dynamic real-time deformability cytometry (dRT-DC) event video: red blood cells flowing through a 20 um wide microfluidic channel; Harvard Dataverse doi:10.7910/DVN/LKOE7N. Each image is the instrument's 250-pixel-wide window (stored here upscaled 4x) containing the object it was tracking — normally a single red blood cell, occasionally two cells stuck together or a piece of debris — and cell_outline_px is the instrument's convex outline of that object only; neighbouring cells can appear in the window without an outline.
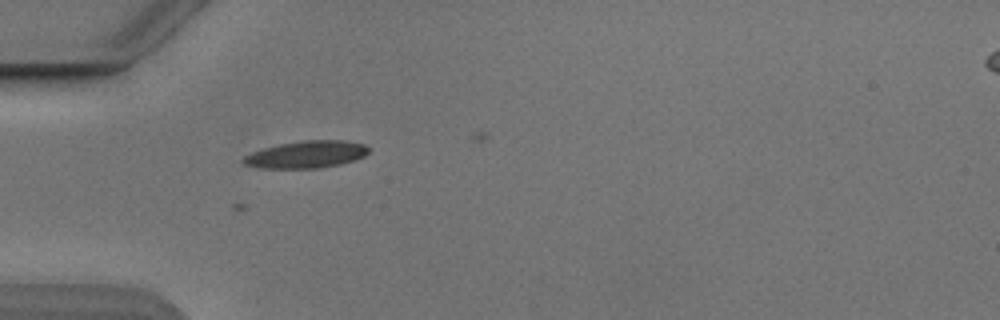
{"species": "Egyptian fruit bat (a non-hibernating species)", "species_latin": "Rousettus aegyptiacus", "temperature_condition": "cold", "stored_images_in_passage": 13, "camera_frame_rate_fps": 3000, "um_per_image_px": 0.085, "animal": {"sex": "male"}, "frame": {"image": 1, "passage_image": 6, "time_ms": 1.667, "image_size_px": [1000, 320], "cell_outline_px": [[368, 152], [364, 156], [356, 160], [340, 164], [320, 168], [260, 168], [244, 164], [240, 160], [244, 156], [252, 152], [264, 148], [280, 144], [304, 140], [344, 140], [364, 144], [368, 148]], "centroid_in_image_um": [26.04, 13.13], "position_along_channel_um": 59.0, "area_um2": 19.83}}